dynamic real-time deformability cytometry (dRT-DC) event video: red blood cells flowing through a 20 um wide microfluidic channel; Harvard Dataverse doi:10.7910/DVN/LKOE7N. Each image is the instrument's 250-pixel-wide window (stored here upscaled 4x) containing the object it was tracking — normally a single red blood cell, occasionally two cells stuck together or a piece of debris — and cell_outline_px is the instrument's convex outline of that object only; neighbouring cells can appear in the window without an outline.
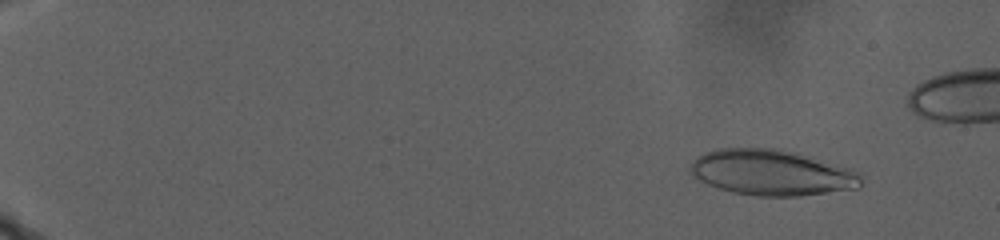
{"species": "human", "species_latin": "Homo sapiens", "temperature_condition": "warm", "stored_images_in_passage": 105, "camera_frame_rate_fps": 3000, "um_per_image_px": 0.085, "donor": {"sex": "male"}, "frame": {"image": 1, "passage_image": 12, "time_ms": 3.667, "image_size_px": [1000, 240], "cell_outline_px": [[860, 188], [800, 196], [756, 196], [732, 192], [708, 184], [692, 176], [688, 172], [692, 160], [696, 156], [704, 152], [716, 148], [776, 148], [796, 152], [852, 168], [860, 172]], "centroid_in_image_um": [65.58, 14.66], "position_along_channel_um": 19.4, "area_um2": 45.95}}
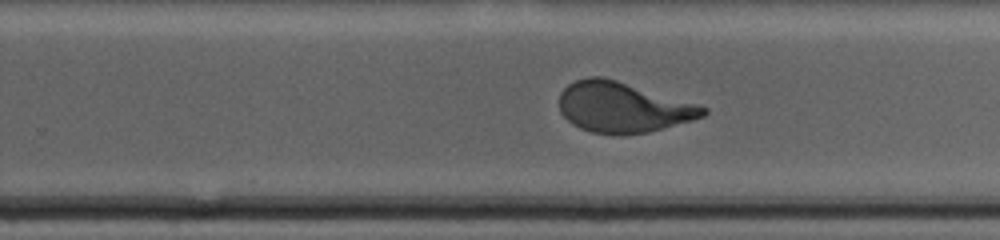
{"frame": {"image": 2, "passage_image": 73, "time_ms": 24.0, "image_size_px": [1000, 240], "cell_outline_px": [[708, 112], [704, 116], [692, 120], [648, 132], [620, 136], [616, 136], [592, 132], [580, 128], [572, 124], [560, 112], [560, 92], [568, 84], [576, 80], [588, 76], [600, 76], [616, 80], [696, 104], [708, 108]], "centroid_in_image_um": [52.91, 9.13], "position_along_channel_um": 276.9, "area_um2": 42.08}}
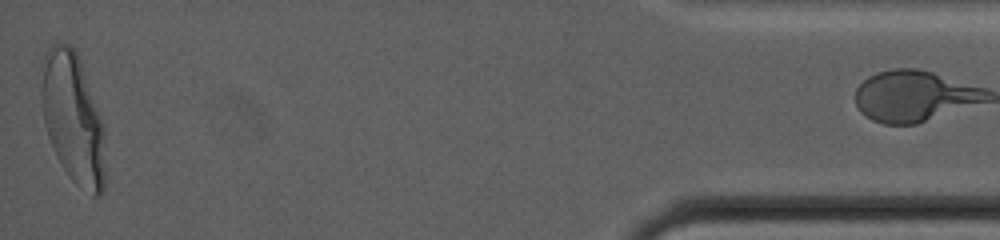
{"frame": {"image": 3, "passage_image": 104, "time_ms": 34.333, "image_size_px": [1000, 240], "cell_outline_px": [[104, 188], [100, 196], [92, 196], [76, 184], [68, 176], [56, 156], [52, 148], [44, 124], [40, 100], [40, 92], [44, 56], [48, 48], [52, 44], [68, 44], [76, 52], [80, 60], [104, 124]], "centroid_in_image_um": [6.19, 10.08], "position_along_channel_um": 429.0, "area_um2": 48.73}}